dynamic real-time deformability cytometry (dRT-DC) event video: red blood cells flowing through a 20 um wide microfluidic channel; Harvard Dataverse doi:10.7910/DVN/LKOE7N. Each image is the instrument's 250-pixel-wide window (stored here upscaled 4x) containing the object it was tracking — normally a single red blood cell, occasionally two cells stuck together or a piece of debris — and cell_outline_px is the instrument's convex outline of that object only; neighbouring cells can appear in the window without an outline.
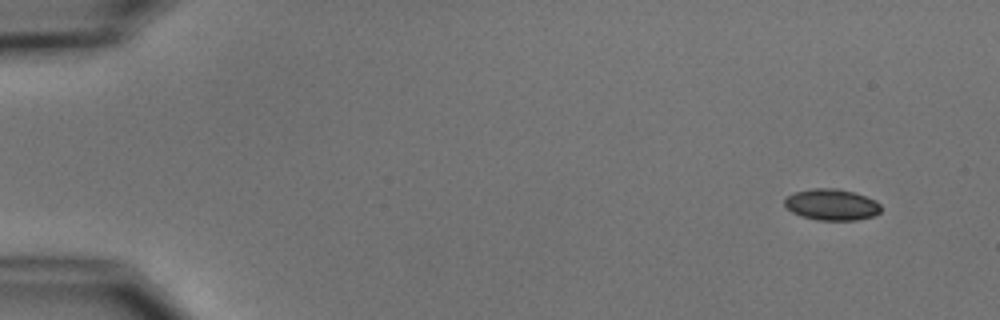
{"species": "common noctule bat (a hibernating species)", "species_latin": "Nyctalus noctula", "temperature_condition": "cold", "stored_images_in_passage": 9, "camera_frame_rate_fps": 3000, "um_per_image_px": 0.085, "animal": {"sex": "male", "body_mass_g": 15.6}, "frame": {"image": 1, "passage_image": 1, "time_ms": 0.0, "image_size_px": [1000, 320], "cell_outline_px": [[880, 212], [876, 216], [856, 220], [816, 220], [800, 216], [792, 212], [784, 204], [784, 200], [788, 196], [796, 192], [812, 188], [836, 188], [852, 192], [876, 200], [880, 204]], "centroid_in_image_um": [70.7, 17.4], "position_along_channel_um": 14.3, "area_um2": 17.57}}
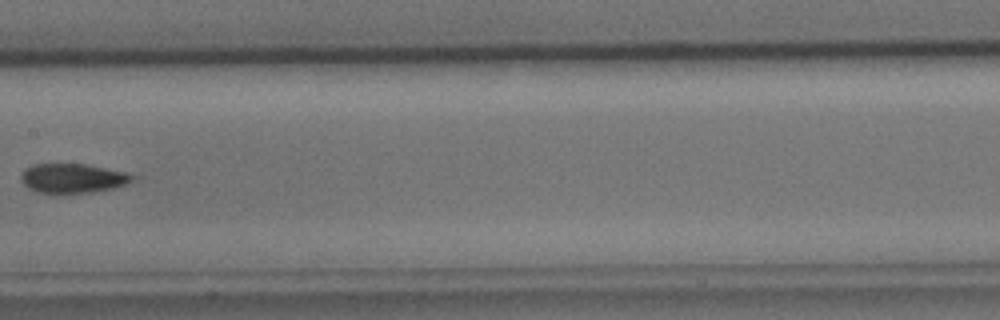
{"frame": {"image": 2, "passage_image": 8, "time_ms": 8.333, "image_size_px": [1000, 320], "cell_outline_px": [[140, 176], [124, 184], [112, 188], [92, 192], [36, 192], [28, 188], [20, 180], [20, 176], [24, 168], [36, 164], [88, 164], [124, 172]], "centroid_in_image_um": [6.17, 15.13], "position_along_channel_um": 201.2, "area_um2": 18.9}}
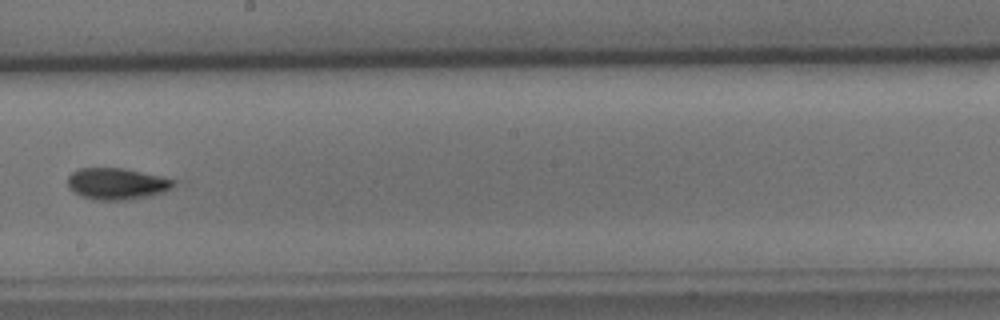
{"frame": {"image": 3, "passage_image": 9, "time_ms": 9.333, "image_size_px": [1000, 320], "cell_outline_px": [[180, 180], [172, 188], [164, 192], [152, 196], [124, 200], [100, 200], [84, 196], [76, 192], [68, 184], [68, 176], [72, 172], [80, 168], [124, 168]], "centroid_in_image_um": [10.04, 15.61], "position_along_channel_um": 238.2, "area_um2": 19.48}}